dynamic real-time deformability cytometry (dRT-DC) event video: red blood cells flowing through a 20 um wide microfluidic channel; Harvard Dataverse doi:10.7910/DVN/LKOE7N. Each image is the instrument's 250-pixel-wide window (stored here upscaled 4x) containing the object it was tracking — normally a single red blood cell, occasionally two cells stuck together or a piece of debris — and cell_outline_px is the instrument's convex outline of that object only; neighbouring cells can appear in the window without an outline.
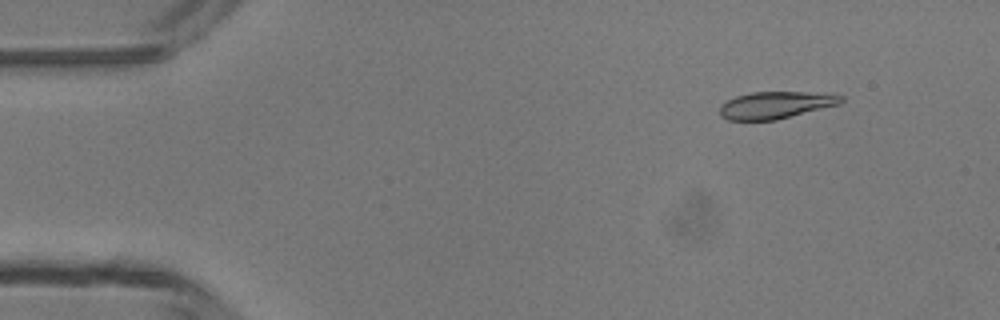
{"species": "common noctule bat (a hibernating species)", "species_latin": "Nyctalus noctula", "temperature_condition": "room temperature", "stored_images_in_passage": 4, "camera_frame_rate_fps": 3000, "um_per_image_px": 0.085, "animal": {"sex": "male", "body_mass_g": 13.3}, "frame": {"image": 1, "passage_image": 2, "time_ms": 1.0, "image_size_px": [1000, 320], "cell_outline_px": [[844, 100], [840, 104], [776, 120], [728, 120], [720, 116], [720, 104], [736, 96], [752, 92], [804, 92], [844, 96]], "centroid_in_image_um": [65.9, 8.93], "position_along_channel_um": 19.1, "area_um2": 19.02}}